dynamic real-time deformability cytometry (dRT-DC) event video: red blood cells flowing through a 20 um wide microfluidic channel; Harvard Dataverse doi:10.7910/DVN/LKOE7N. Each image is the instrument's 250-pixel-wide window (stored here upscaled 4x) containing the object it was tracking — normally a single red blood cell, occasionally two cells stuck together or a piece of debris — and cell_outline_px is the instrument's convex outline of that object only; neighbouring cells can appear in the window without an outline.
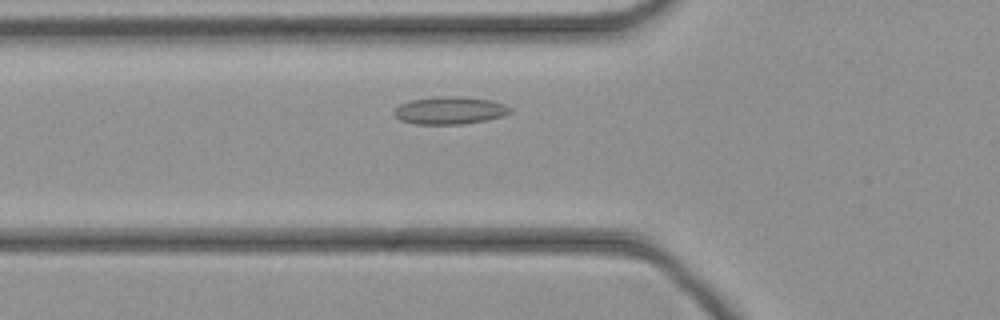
{"species": "common noctule bat (a hibernating species)", "species_latin": "Nyctalus noctula", "temperature_condition": "cold", "stored_images_in_passage": 34, "camera_frame_rate_fps": 3000, "um_per_image_px": 0.085, "animal": {"sex": "female", "body_mass_g": 21.9}, "frame": {"image": 1, "passage_image": 4, "time_ms": 1.0, "image_size_px": [1000, 320], "cell_outline_px": [[512, 112], [504, 116], [488, 120], [464, 124], [416, 124], [400, 120], [392, 112], [400, 104], [412, 100], [436, 96], [456, 96], [488, 100], [504, 104], [512, 108]], "centroid_in_image_um": [38.25, 9.39], "position_along_channel_um": 87.5, "area_um2": 18.67}}
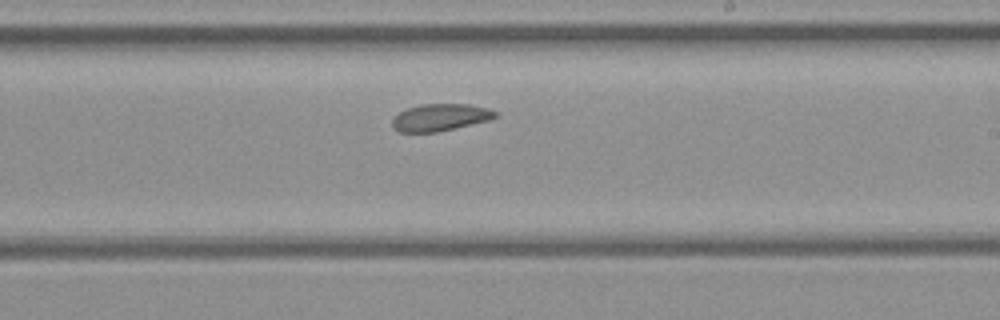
{"frame": {"image": 2, "passage_image": 15, "time_ms": 4.667, "image_size_px": [1000, 320], "cell_outline_px": [[500, 116], [488, 120], [436, 132], [400, 132], [392, 128], [392, 120], [400, 112], [408, 108], [424, 104], [468, 104], [488, 108], [496, 112]], "centroid_in_image_um": [37.42, 9.98], "position_along_channel_um": 251.6, "area_um2": 16.07}}
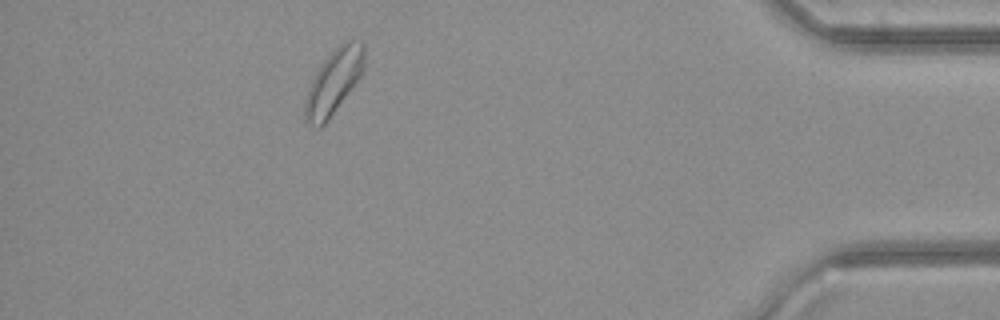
{"frame": {"image": 3, "passage_image": 29, "time_ms": 9.333, "image_size_px": [1000, 320], "cell_outline_px": [[364, 64], [360, 76], [328, 120], [320, 128], [316, 128], [308, 124], [304, 120], [304, 104], [312, 80], [320, 64], [344, 40], [352, 40], [364, 44]], "centroid_in_image_um": [28.34, 6.97], "position_along_channel_um": 406.9, "area_um2": 21.91}}